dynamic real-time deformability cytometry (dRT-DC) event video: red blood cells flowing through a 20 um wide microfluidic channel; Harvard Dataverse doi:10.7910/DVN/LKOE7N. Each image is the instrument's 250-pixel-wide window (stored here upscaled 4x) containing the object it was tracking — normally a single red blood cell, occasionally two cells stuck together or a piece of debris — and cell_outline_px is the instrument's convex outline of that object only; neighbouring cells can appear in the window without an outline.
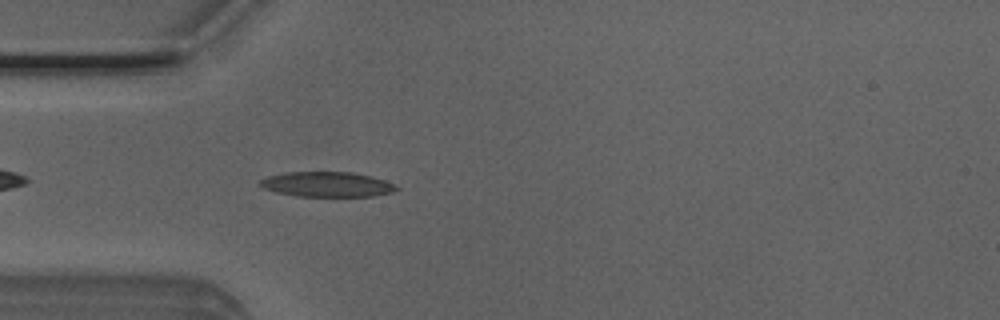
{"species": "Egyptian fruit bat (a non-hibernating species)", "species_latin": "Rousettus aegyptiacus", "temperature_condition": "room temperature", "stored_images_in_passage": 40, "camera_frame_rate_fps": 3000, "um_per_image_px": 0.085, "animal": {"sex": "male"}, "frame": {"image": 1, "passage_image": 4, "time_ms": 1.0, "image_size_px": [1000, 320], "cell_outline_px": [[400, 188], [392, 192], [372, 196], [296, 196], [276, 192], [264, 188], [260, 184], [260, 180], [268, 176], [284, 172], [352, 172], [372, 176], [384, 180]], "centroid_in_image_um": [27.79, 15.66], "position_along_channel_um": 57.2, "area_um2": 19.77}}
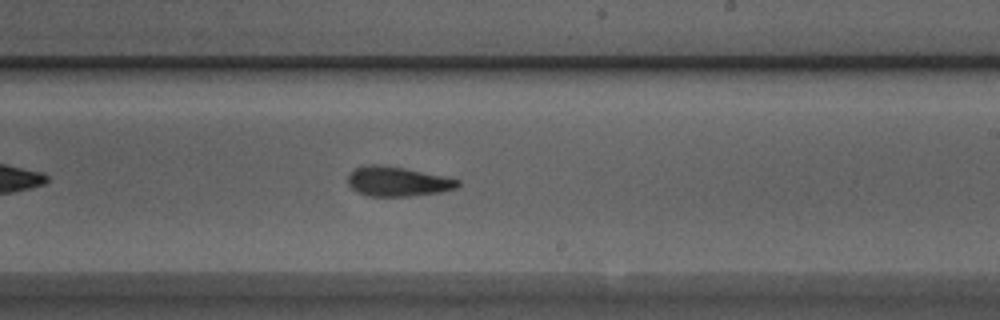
{"frame": {"image": 2, "passage_image": 19, "time_ms": 6.0, "image_size_px": [1000, 320], "cell_outline_px": [[460, 184], [456, 188], [444, 192], [408, 196], [368, 196], [356, 192], [348, 184], [348, 176], [356, 168], [368, 164], [376, 164], [404, 168], [444, 176], [460, 180]], "centroid_in_image_um": [33.81, 15.43], "position_along_channel_um": 255.2, "area_um2": 18.96}}
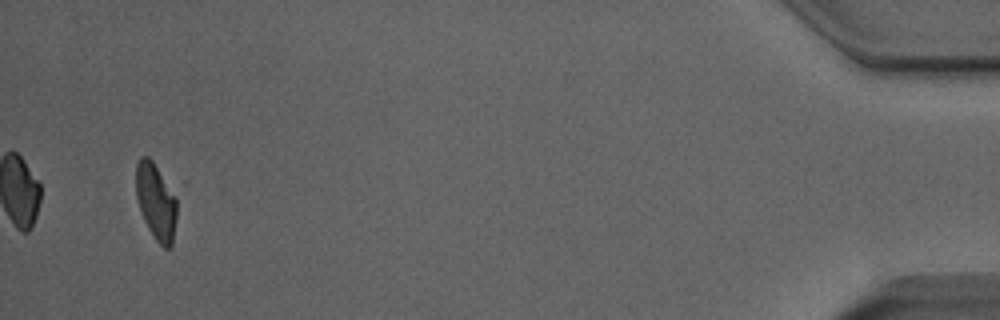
{"frame": {"image": 3, "passage_image": 38, "time_ms": 12.333, "image_size_px": [1000, 320], "cell_outline_px": [[176, 220], [172, 244], [168, 248], [164, 248], [156, 240], [148, 228], [144, 220], [136, 196], [136, 164], [140, 156], [148, 156], [152, 160], [176, 188]], "centroid_in_image_um": [13.29, 17.05], "position_along_channel_um": 421.9, "area_um2": 18.73}, "authors_computed_cell_mechanics": {"area_um2": 19.5364, "velocity_mm_per_s": 4.0143, "shape_relaxation_time_tau1_ms": 5.3563, "shape_relaxation_time_tau2_ms": 2.8411, "deformation_change_tau1": 0.1795, "deformation_change_tau2": 0.117}}